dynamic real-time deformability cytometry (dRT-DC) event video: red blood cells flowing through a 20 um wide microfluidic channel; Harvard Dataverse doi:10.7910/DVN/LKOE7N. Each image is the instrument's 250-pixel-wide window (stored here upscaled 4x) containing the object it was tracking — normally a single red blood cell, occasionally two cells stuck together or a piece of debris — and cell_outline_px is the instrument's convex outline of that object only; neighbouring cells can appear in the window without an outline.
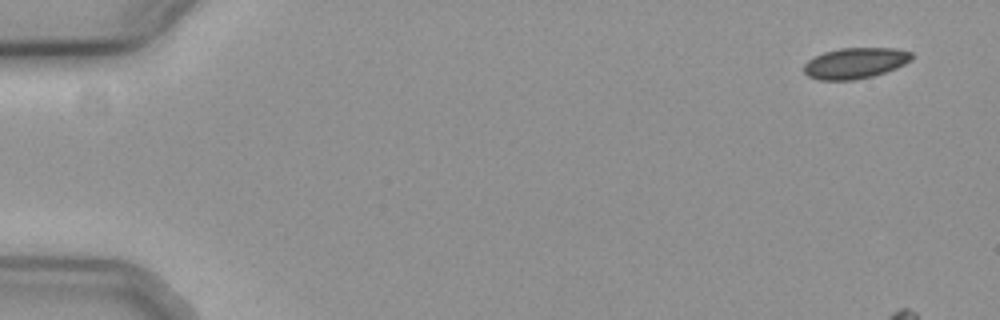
{"species": "common noctule bat (a hibernating species)", "species_latin": "Nyctalus noctula", "temperature_condition": "cold", "stored_images_in_passage": 6, "camera_frame_rate_fps": 3000, "um_per_image_px": 0.085, "animal": {"sex": "female", "body_mass_g": 19.3, "forearm_length_mm": 54.1}, "frame": {"image": 1, "passage_image": 1, "time_ms": 0.0, "image_size_px": [1000, 320], "cell_outline_px": [[912, 60], [896, 68], [872, 76], [852, 80], [820, 80], [808, 76], [804, 72], [804, 64], [808, 60], [824, 52], [840, 48], [896, 48], [912, 52]], "centroid_in_image_um": [72.69, 5.36], "position_along_channel_um": 12.3, "area_um2": 19.31}}